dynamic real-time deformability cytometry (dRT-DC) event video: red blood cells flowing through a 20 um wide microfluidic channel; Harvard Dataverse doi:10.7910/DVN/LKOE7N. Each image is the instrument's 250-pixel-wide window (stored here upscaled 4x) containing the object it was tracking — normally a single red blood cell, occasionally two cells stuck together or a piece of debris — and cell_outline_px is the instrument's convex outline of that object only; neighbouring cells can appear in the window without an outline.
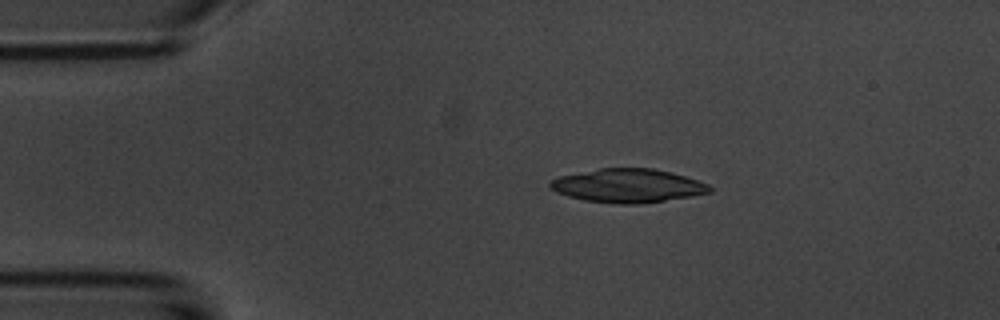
{"species": "common noctule bat (a hibernating species)", "species_latin": "Nyctalus noctula", "temperature_condition": "room temperature", "stored_images_in_passage": 45, "camera_frame_rate_fps": 3000, "um_per_image_px": 0.085, "animal": {"sex": "male", "body_mass_g": 20.1, "forearm_length_mm": 53.5}, "frame": {"image": 1, "passage_image": 2, "time_ms": 0.333, "image_size_px": [1000, 320], "cell_outline_px": [[712, 192], [692, 196], [640, 204], [616, 204], [584, 200], [568, 196], [556, 192], [548, 188], [548, 180], [560, 176], [600, 168], [652, 168], [672, 172], [708, 184], [712, 188]], "centroid_in_image_um": [53.33, 15.79], "position_along_channel_um": 31.7, "area_um2": 31.44}}